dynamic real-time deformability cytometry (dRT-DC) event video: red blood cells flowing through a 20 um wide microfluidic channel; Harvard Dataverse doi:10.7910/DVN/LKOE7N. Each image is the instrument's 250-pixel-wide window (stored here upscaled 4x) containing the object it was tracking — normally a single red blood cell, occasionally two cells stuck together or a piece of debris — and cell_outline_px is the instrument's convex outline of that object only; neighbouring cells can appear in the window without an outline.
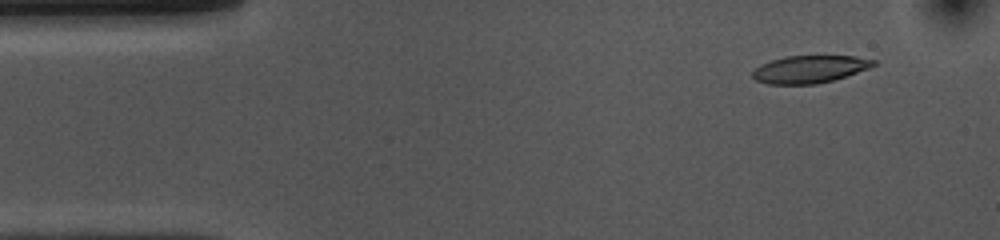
{"species": "common noctule bat (a hibernating species)", "species_latin": "Nyctalus noctula", "temperature_condition": "cold", "stored_images_in_passage": 52, "camera_frame_rate_fps": 3000, "um_per_image_px": 0.085, "animal": {"sex": "female", "body_mass_g": 10.0, "forearm_length_mm": 53.1}, "frame": {"image": 1, "passage_image": 4, "time_ms": 1.0, "image_size_px": [1000, 240], "cell_outline_px": [[876, 64], [868, 68], [832, 80], [816, 84], [768, 84], [756, 80], [752, 76], [752, 72], [760, 64], [784, 56], [856, 56], [876, 60]], "centroid_in_image_um": [68.79, 5.87], "position_along_channel_um": 16.2, "area_um2": 19.19}}
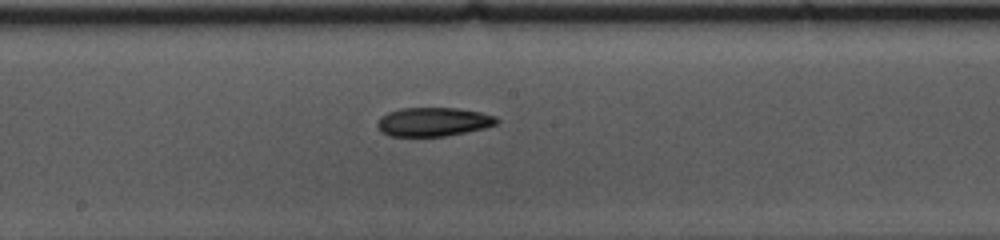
{"frame": {"image": 2, "passage_image": 26, "time_ms": 8.333, "image_size_px": [1000, 240], "cell_outline_px": [[500, 120], [496, 124], [484, 128], [444, 136], [388, 136], [380, 132], [376, 124], [380, 116], [388, 112], [400, 108], [456, 108], [480, 112], [496, 116]], "centroid_in_image_um": [36.79, 10.35], "position_along_channel_um": 211.4, "area_um2": 20.11}}
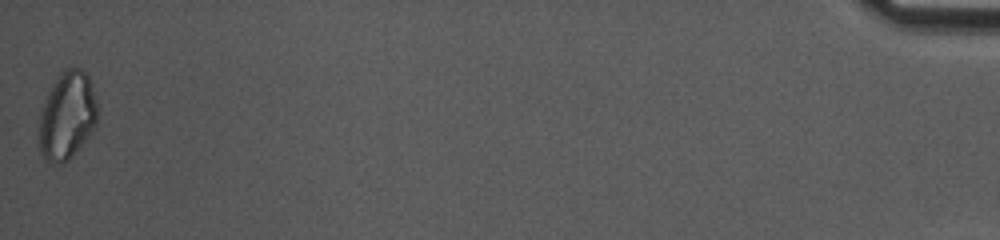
{"frame": {"image": 3, "passage_image": 52, "time_ms": 17.0, "image_size_px": [1000, 240], "cell_outline_px": [[96, 124], [88, 136], [72, 156], [68, 160], [60, 164], [52, 164], [40, 152], [40, 116], [48, 92], [52, 84], [60, 72], [68, 68], [80, 68], [88, 76], [96, 104]], "centroid_in_image_um": [5.69, 9.84], "position_along_channel_um": 429.5, "area_um2": 29.13}, "authors_computed_cell_mechanics": {"area_um2": 20.7213, "velocity_mm_per_s": 3.7052, "shape_relaxation_time_tau1_ms": 5.2431, "shape_relaxation_time_tau2_ms": null, "deformation_change_tau1": 0.1375, "deformation_change_tau2": null}}